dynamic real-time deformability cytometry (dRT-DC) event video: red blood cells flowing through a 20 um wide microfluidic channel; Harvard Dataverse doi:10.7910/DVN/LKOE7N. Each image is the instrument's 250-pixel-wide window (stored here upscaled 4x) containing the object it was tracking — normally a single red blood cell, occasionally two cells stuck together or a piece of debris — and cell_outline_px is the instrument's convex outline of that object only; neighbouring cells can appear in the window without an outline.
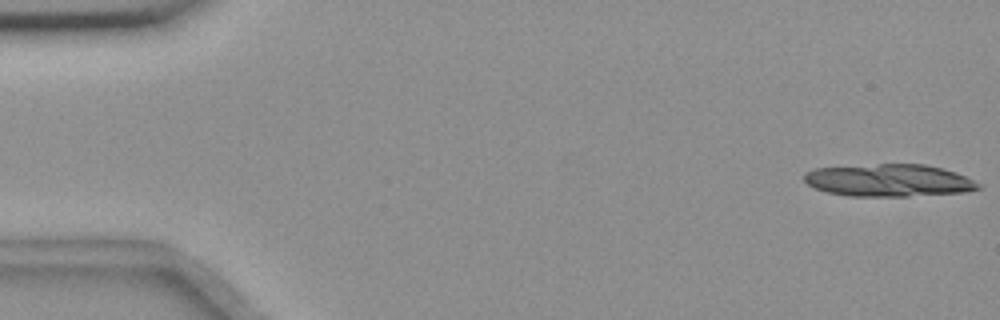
{"species": "common noctule bat (a hibernating species)", "species_latin": "Nyctalus noctula", "temperature_condition": "room temperature", "stored_images_in_passage": 13, "camera_frame_rate_fps": 3000, "um_per_image_px": 0.085, "animal": {"sex": "female", "body_mass_g": 18.4}, "frame": {"image": 1, "passage_image": 1, "time_ms": 0.0, "image_size_px": [1000, 320], "cell_outline_px": [[980, 188], [964, 192], [908, 196], [848, 196], [828, 192], [816, 188], [808, 184], [804, 180], [804, 172], [812, 168], [876, 164], [924, 164], [956, 172], [980, 184]], "centroid_in_image_um": [75.51, 15.32], "position_along_channel_um": 9.5, "area_um2": 32.77}}